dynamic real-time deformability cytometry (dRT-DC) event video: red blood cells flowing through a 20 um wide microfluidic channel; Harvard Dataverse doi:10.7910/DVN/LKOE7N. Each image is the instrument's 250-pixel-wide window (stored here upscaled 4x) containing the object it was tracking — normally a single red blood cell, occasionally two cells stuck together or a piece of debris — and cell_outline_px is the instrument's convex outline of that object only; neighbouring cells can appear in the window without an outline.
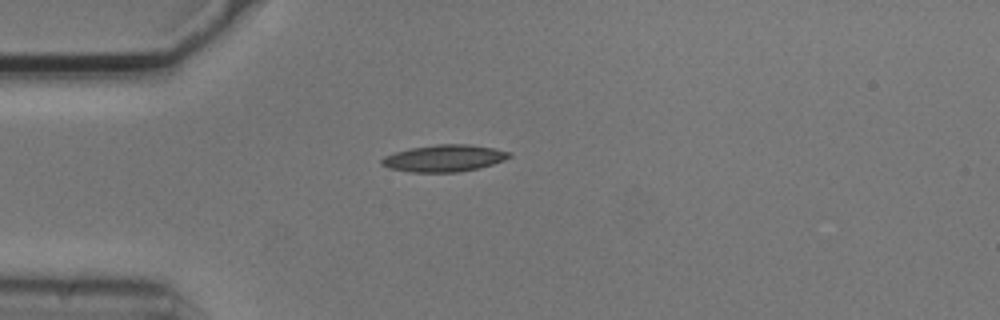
{"species": "common noctule bat (a hibernating species)", "species_latin": "Nyctalus noctula", "temperature_condition": "cold", "stored_images_in_passage": 1, "camera_frame_rate_fps": 3000, "um_per_image_px": 0.085, "animal": {"sex": "male", "body_mass_g": 20.5, "forearm_length_mm": 52.5}, "frame": {"image": 1, "passage_image": 1, "time_ms": 0.0, "image_size_px": [1000, 320], "cell_outline_px": [[512, 156], [504, 160], [480, 168], [456, 172], [412, 172], [388, 168], [380, 164], [380, 160], [384, 156], [396, 152], [412, 148], [436, 144], [468, 144], [492, 148], [512, 152]], "centroid_in_image_um": [37.76, 13.45], "position_along_channel_um": 47.2, "area_um2": 19.94}}